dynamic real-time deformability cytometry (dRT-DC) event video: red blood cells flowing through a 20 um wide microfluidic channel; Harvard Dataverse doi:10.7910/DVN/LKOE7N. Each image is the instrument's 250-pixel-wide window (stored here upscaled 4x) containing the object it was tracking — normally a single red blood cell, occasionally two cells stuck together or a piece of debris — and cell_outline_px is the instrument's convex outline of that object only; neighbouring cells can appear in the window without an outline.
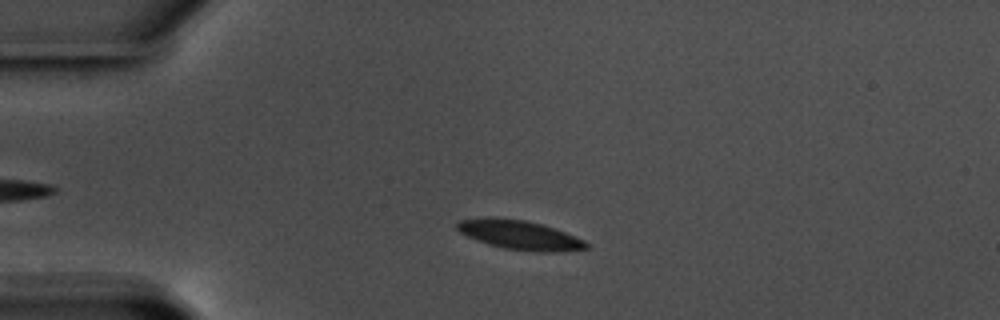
{"species": "common noctule bat (a hibernating species)", "species_latin": "Nyctalus noctula", "temperature_condition": "warm", "stored_images_in_passage": 48, "camera_frame_rate_fps": 3000, "um_per_image_px": 0.085, "animal": {"sex": "male", "body_mass_g": 17.5, "forearm_length_mm": 52.3}, "frame": {"image": 1, "passage_image": 11, "time_ms": 3.333, "image_size_px": [1000, 320], "cell_outline_px": [[588, 248], [552, 252], [544, 252], [504, 248], [488, 244], [476, 240], [460, 232], [456, 228], [456, 224], [460, 220], [524, 220], [540, 224], [576, 236], [584, 240], [588, 244]], "centroid_in_image_um": [44.23, 20.02], "position_along_channel_um": 40.8, "area_um2": 20.81}}
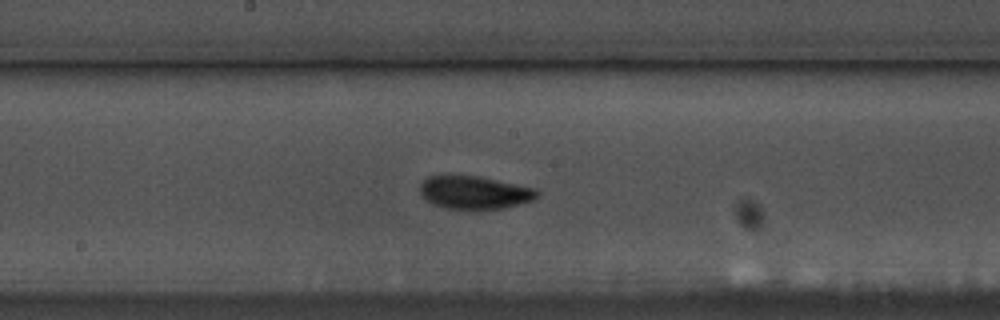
{"frame": {"image": 2, "passage_image": 28, "time_ms": 9.0, "image_size_px": [1000, 320], "cell_outline_px": [[540, 192], [532, 200], [504, 208], [444, 208], [432, 204], [420, 196], [420, 184], [428, 176], [480, 176], [536, 188]], "centroid_in_image_um": [40.31, 16.35], "position_along_channel_um": 207.9, "area_um2": 22.31}}
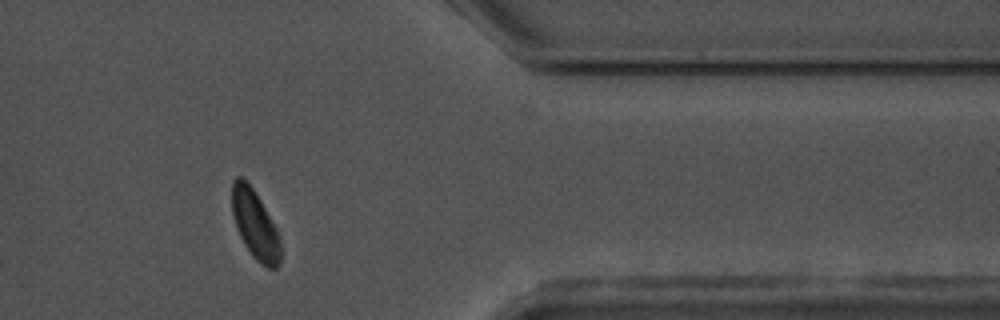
{"frame": {"image": 3, "passage_image": 45, "time_ms": 14.667, "image_size_px": [1000, 320], "cell_outline_px": [[280, 264], [276, 268], [268, 268], [260, 264], [252, 256], [244, 244], [236, 228], [232, 216], [232, 180], [236, 176], [240, 176], [252, 188], [260, 200], [276, 228], [280, 236]], "centroid_in_image_um": [21.67, 19.12], "position_along_channel_um": 389.7, "area_um2": 19.42}, "authors_computed_cell_mechanics": {"area_um2": 21.5305, "velocity_mm_per_s": 3.5064, "shape_relaxation_time_tau1_ms": 2.4057, "shape_relaxation_time_tau2_ms": null, "deformation_change_tau1": 0.1105, "deformation_change_tau2": null}}